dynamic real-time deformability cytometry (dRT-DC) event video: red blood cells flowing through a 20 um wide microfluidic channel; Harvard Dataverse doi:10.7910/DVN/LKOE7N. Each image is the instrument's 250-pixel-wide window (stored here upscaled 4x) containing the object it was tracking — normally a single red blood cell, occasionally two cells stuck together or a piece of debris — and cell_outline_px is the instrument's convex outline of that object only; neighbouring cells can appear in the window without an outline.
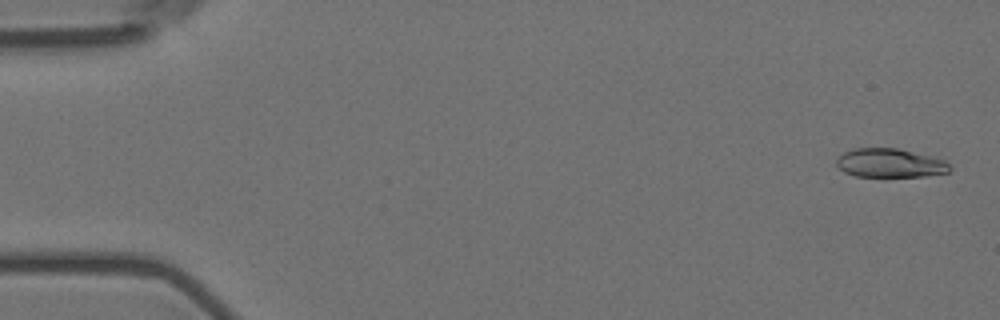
{"species": "Egyptian fruit bat (a non-hibernating species)", "species_latin": "Rousettus aegyptiacus", "temperature_condition": "room temperature", "stored_images_in_passage": 53, "camera_frame_rate_fps": 3000, "um_per_image_px": 0.085, "animal": {"sex": "female"}, "frame": {"image": 1, "passage_image": 2, "time_ms": 0.333, "image_size_px": [1000, 320], "cell_outline_px": [[952, 168], [948, 172], [924, 176], [856, 176], [844, 172], [836, 164], [836, 160], [844, 152], [856, 148], [896, 148], [944, 160]], "centroid_in_image_um": [75.62, 13.86], "position_along_channel_um": 9.4, "area_um2": 18.67}}
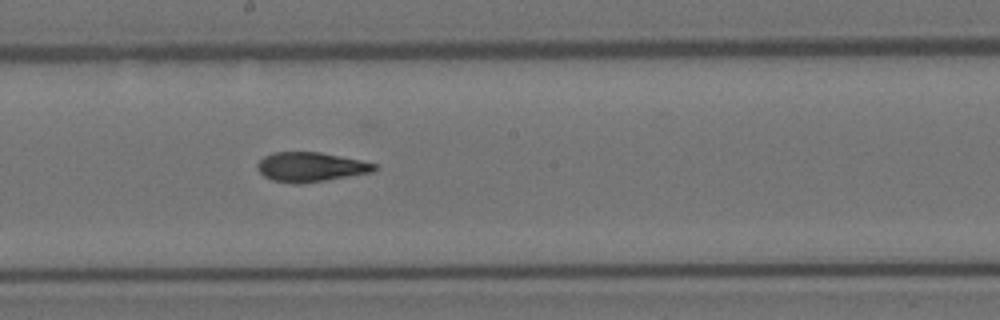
{"frame": {"image": 2, "passage_image": 31, "time_ms": 10.0, "image_size_px": [1000, 320], "cell_outline_px": [[376, 168], [372, 172], [300, 184], [296, 184], [272, 180], [264, 176], [256, 168], [256, 164], [264, 156], [272, 152], [320, 152], [360, 160], [376, 164]], "centroid_in_image_um": [26.35, 14.19], "position_along_channel_um": 221.8, "area_um2": 19.94}}
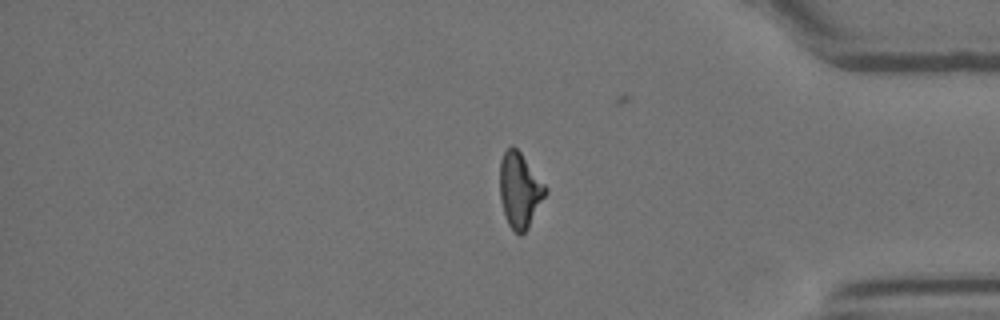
{"frame": {"image": 3, "passage_image": 47, "time_ms": 15.333, "image_size_px": [1000, 320], "cell_outline_px": [[548, 192], [528, 228], [520, 236], [508, 224], [500, 200], [500, 160], [504, 152], [512, 144], [520, 152], [548, 188]], "centroid_in_image_um": [44.19, 16.16], "position_along_channel_um": 391.0, "area_um2": 19.94}}